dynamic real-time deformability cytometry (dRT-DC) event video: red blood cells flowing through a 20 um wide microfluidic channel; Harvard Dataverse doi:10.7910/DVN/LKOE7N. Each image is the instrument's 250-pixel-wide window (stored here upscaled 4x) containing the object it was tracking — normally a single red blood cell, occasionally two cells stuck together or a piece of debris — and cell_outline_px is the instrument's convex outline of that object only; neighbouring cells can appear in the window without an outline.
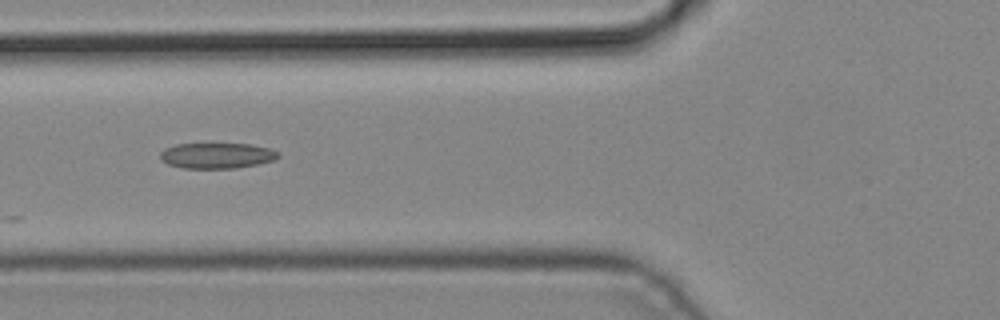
{"species": "common noctule bat (a hibernating species)", "species_latin": "Nyctalus noctula", "temperature_condition": "cold", "stored_images_in_passage": 2, "camera_frame_rate_fps": 3000, "um_per_image_px": 0.085, "animal": {"sex": "male", "body_mass_g": 19.2, "forearm_length_mm": 51.8}, "frame": {"image": 1, "passage_image": 2, "time_ms": 0.333, "image_size_px": [1000, 320], "cell_outline_px": [[280, 156], [276, 160], [236, 168], [184, 168], [168, 164], [160, 160], [160, 152], [164, 148], [176, 144], [248, 144], [268, 148], [280, 152]], "centroid_in_image_um": [18.43, 13.23], "position_along_channel_um": 107.4, "area_um2": 17.63}}